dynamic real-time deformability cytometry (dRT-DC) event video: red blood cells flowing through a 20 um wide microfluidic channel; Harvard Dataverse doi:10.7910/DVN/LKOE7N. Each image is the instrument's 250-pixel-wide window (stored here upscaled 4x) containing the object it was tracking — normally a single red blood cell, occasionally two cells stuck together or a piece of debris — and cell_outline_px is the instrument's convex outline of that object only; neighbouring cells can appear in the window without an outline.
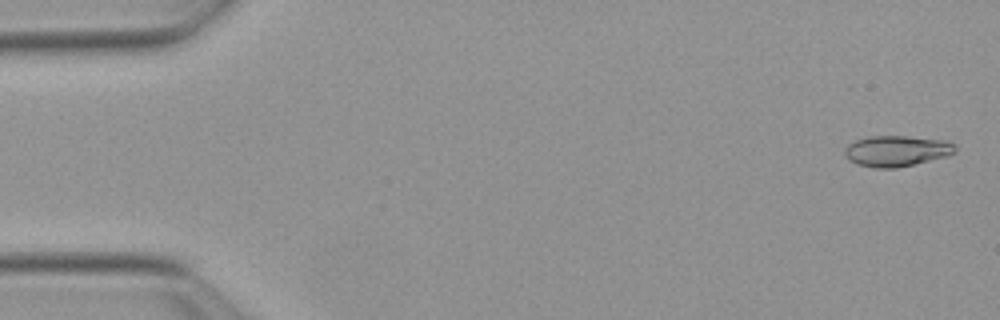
{"species": "Egyptian fruit bat (a non-hibernating species)", "species_latin": "Rousettus aegyptiacus", "temperature_condition": "warm", "stored_images_in_passage": 53, "camera_frame_rate_fps": 3000, "um_per_image_px": 0.085, "animal": {"sex": "female"}, "frame": {"image": 1, "passage_image": 2, "time_ms": 0.333, "image_size_px": [1000, 320], "cell_outline_px": [[956, 152], [948, 156], [896, 168], [876, 168], [856, 164], [844, 152], [844, 148], [848, 144], [856, 140], [868, 136], [908, 136], [944, 140], [956, 144]], "centroid_in_image_um": [76.24, 12.82], "position_along_channel_um": 8.8, "area_um2": 19.83}}
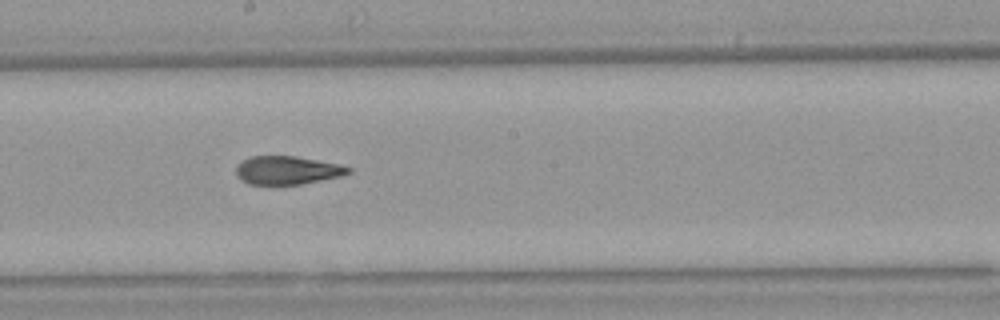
{"frame": {"image": 2, "passage_image": 29, "time_ms": 9.333, "image_size_px": [1000, 320], "cell_outline_px": [[352, 172], [340, 176], [300, 184], [248, 184], [240, 180], [236, 176], [236, 168], [244, 160], [252, 156], [296, 156], [340, 164], [352, 168]], "centroid_in_image_um": [24.43, 14.47], "position_along_channel_um": 223.8, "area_um2": 18.44}}
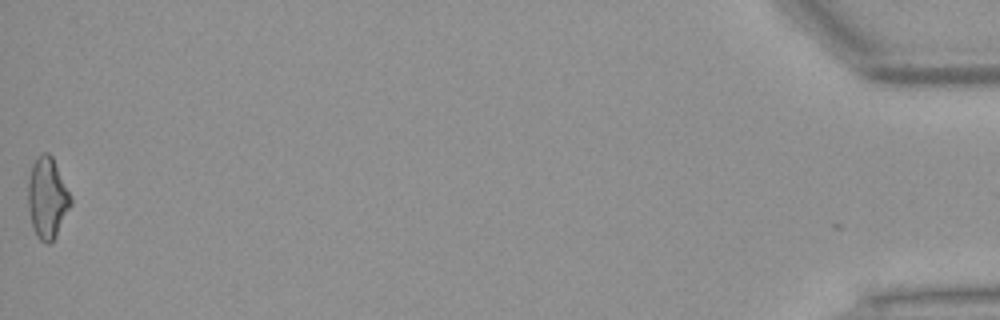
{"frame": {"image": 3, "passage_image": 53, "time_ms": 17.333, "image_size_px": [1000, 320], "cell_outline_px": [[72, 204], [56, 236], [48, 244], [44, 244], [36, 236], [32, 228], [28, 208], [28, 176], [32, 164], [44, 152], [48, 152], [52, 156], [72, 200]], "centroid_in_image_um": [4.0, 16.87], "position_along_channel_um": 431.2, "area_um2": 20.06}, "authors_computed_cell_mechanics": {"area_um2": 19.5942, "velocity_mm_per_s": 3.8715, "shape_relaxation_time_tau1_ms": null, "shape_relaxation_time_tau2_ms": 2.1459, "deformation_change_tau1": null, "deformation_change_tau2": 0.0946}}